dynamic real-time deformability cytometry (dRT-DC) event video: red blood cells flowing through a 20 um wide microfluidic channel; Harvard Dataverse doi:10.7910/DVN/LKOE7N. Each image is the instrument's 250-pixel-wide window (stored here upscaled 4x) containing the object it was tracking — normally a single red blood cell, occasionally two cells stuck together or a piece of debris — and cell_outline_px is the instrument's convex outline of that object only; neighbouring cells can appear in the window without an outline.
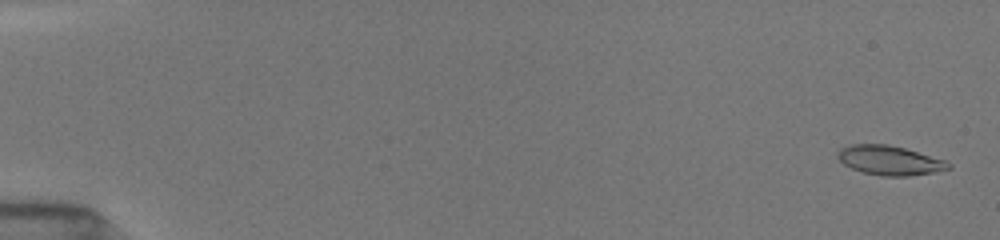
{"species": "common noctule bat (a hibernating species)", "species_latin": "Nyctalus noctula", "temperature_condition": "room temperature", "stored_images_in_passage": 28, "camera_frame_rate_fps": 3000, "um_per_image_px": 0.085, "animal": {"sex": "female", "body_mass_g": 19.5, "forearm_length_mm": 54.1}, "frame": {"image": 1, "passage_image": 1, "time_ms": 0.0, "image_size_px": [1000, 240], "cell_outline_px": [[952, 168], [932, 172], [908, 176], [884, 176], [860, 172], [844, 164], [836, 156], [840, 148], [852, 144], [888, 144], [904, 148], [944, 160], [952, 164]], "centroid_in_image_um": [75.59, 13.63], "position_along_channel_um": 9.4, "area_um2": 18.84}}
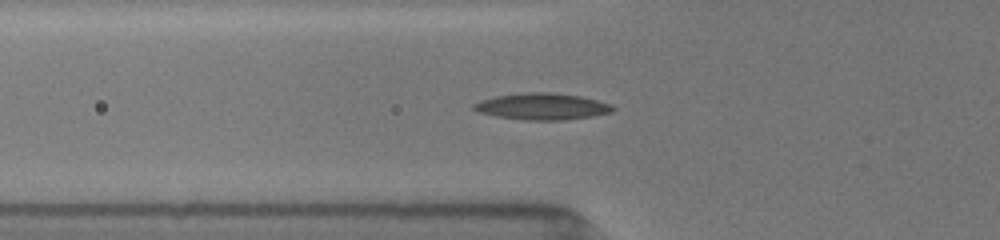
{"frame": {"image": 2, "passage_image": 15, "time_ms": 6.0, "image_size_px": [1000, 240], "cell_outline_px": [[616, 108], [612, 112], [592, 116], [564, 120], [524, 120], [496, 116], [480, 112], [472, 108], [472, 104], [480, 100], [496, 96], [532, 92], [548, 92], [580, 96], [612, 104]], "centroid_in_image_um": [46.1, 9.05], "position_along_channel_um": 79.7, "area_um2": 21.39}}
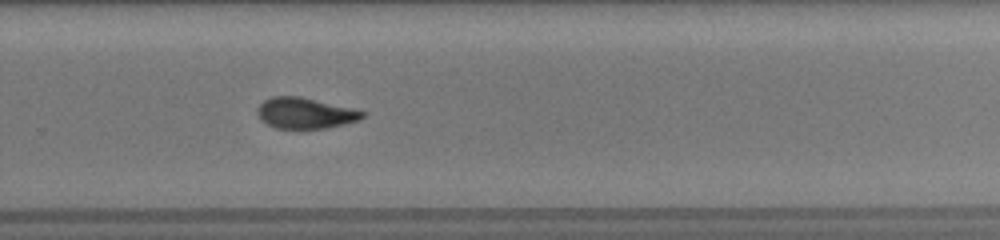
{"frame": {"image": 3, "passage_image": 28, "time_ms": 11.667, "image_size_px": [1000, 240], "cell_outline_px": [[364, 116], [360, 120], [344, 124], [324, 128], [276, 128], [260, 120], [256, 112], [260, 104], [264, 100], [272, 96], [300, 96], [352, 108], [364, 112]], "centroid_in_image_um": [25.91, 9.61], "position_along_channel_um": 303.9, "area_um2": 18.79}}